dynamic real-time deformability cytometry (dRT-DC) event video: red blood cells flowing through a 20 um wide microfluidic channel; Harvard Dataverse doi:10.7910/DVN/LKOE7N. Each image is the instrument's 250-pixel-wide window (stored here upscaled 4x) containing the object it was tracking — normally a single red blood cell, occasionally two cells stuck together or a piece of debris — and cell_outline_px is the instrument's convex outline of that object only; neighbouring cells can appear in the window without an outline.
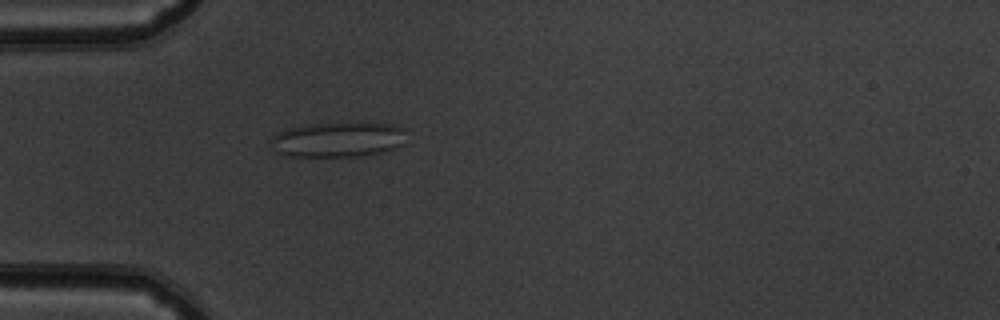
{"species": "common noctule bat (a hibernating species)", "species_latin": "Nyctalus noctula", "temperature_condition": "warm", "stored_images_in_passage": 41, "camera_frame_rate_fps": 3000, "um_per_image_px": 0.085, "animal": {"sex": "male", "body_mass_g": 19.5, "forearm_length_mm": 54.6}, "frame": {"image": 1, "passage_image": 4, "time_ms": 1.0, "image_size_px": [1000, 320], "cell_outline_px": [[404, 128], [400, 144], [392, 148], [380, 152], [356, 156], [284, 156], [276, 152], [272, 140], [272, 136], [288, 128], [312, 124], [364, 120], [392, 124]], "centroid_in_image_um": [28.72, 11.82], "position_along_channel_um": 56.3, "area_um2": 27.8}}
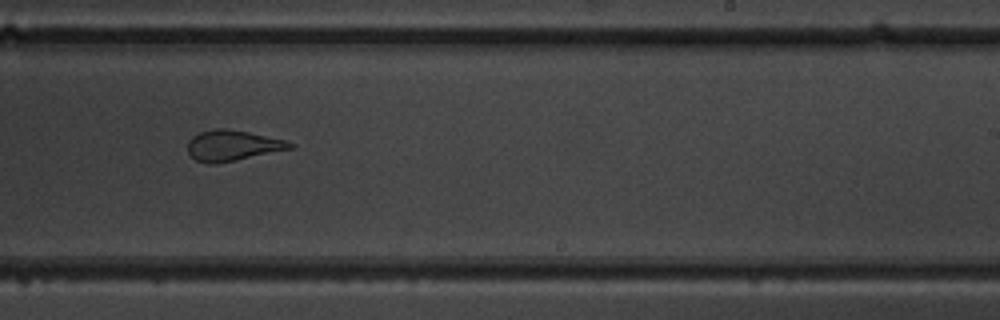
{"frame": {"image": 2, "passage_image": 21, "time_ms": 6.667, "image_size_px": [1000, 320], "cell_outline_px": [[296, 144], [292, 148], [236, 160], [216, 164], [208, 164], [196, 160], [188, 152], [188, 140], [192, 136], [200, 132], [212, 128], [228, 128], [248, 132], [284, 140]], "centroid_in_image_um": [19.72, 12.36], "position_along_channel_um": 269.3, "area_um2": 18.21}}
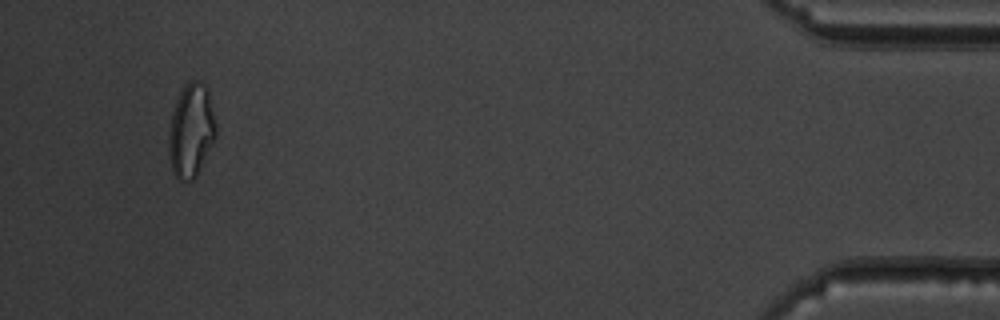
{"frame": {"image": 3, "passage_image": 38, "time_ms": 12.333, "image_size_px": [1000, 320], "cell_outline_px": [[216, 136], [196, 176], [192, 180], [176, 180], [172, 172], [168, 152], [168, 140], [172, 112], [176, 100], [184, 84], [192, 80], [200, 80], [208, 88], [216, 120]], "centroid_in_image_um": [16.24, 11.08], "position_along_channel_um": 419.0, "area_um2": 26.01}, "authors_computed_cell_mechanics": {"area_um2": 20.1144, "velocity_mm_per_s": 3.8758, "shape_relaxation_time_tau1_ms": null, "shape_relaxation_time_tau2_ms": 1.2862, "deformation_change_tau1": null, "deformation_change_tau2": 0.1051}}